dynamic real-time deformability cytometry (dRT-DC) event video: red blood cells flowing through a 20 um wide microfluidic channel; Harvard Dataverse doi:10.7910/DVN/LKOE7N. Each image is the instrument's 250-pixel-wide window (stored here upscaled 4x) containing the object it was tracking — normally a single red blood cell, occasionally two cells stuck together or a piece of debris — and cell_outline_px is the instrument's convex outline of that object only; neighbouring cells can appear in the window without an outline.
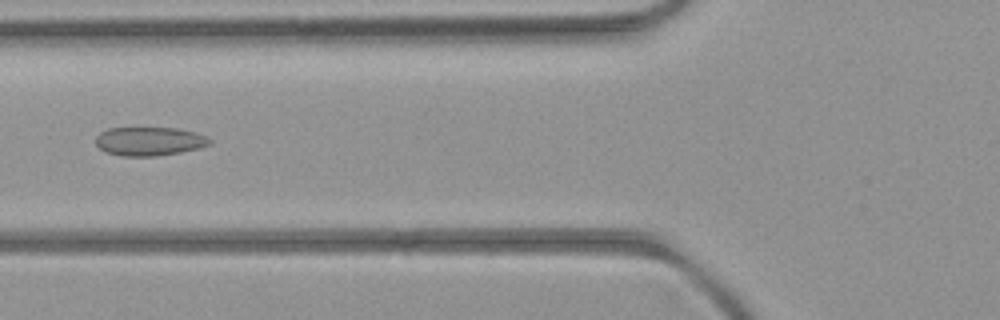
{"species": "common noctule bat (a hibernating species)", "species_latin": "Nyctalus noctula", "temperature_condition": "room temperature", "stored_images_in_passage": 6, "camera_frame_rate_fps": 3000, "um_per_image_px": 0.085, "animal": {"sex": "female", "body_mass_g": 21.9}, "frame": {"image": 1, "passage_image": 4, "time_ms": 4.333, "image_size_px": [1000, 320], "cell_outline_px": [[212, 144], [180, 152], [156, 156], [124, 156], [104, 152], [96, 144], [96, 136], [100, 132], [108, 128], [176, 128], [196, 132], [212, 140]], "centroid_in_image_um": [12.67, 12.01], "position_along_channel_um": 113.1, "area_um2": 19.02}}
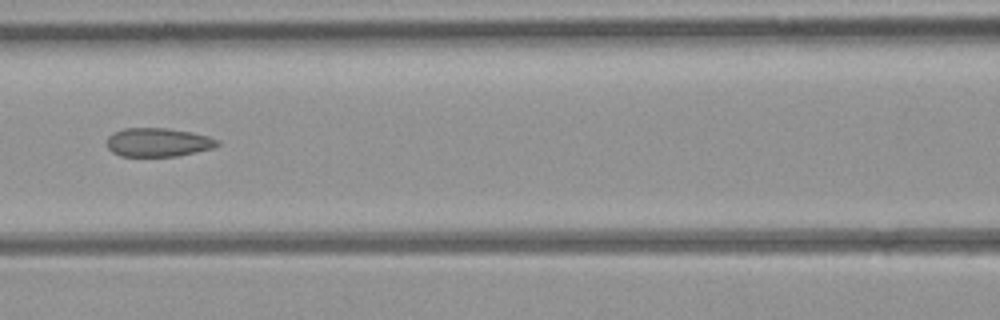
{"frame": {"image": 2, "passage_image": 5, "time_ms": 5.333, "image_size_px": [1000, 320], "cell_outline_px": [[220, 144], [212, 148], [196, 152], [176, 156], [120, 156], [112, 152], [108, 148], [108, 136], [112, 132], [124, 128], [168, 128], [192, 132], [208, 136], [220, 140]], "centroid_in_image_um": [13.44, 12.09], "position_along_channel_um": 153.2, "area_um2": 18.55}}
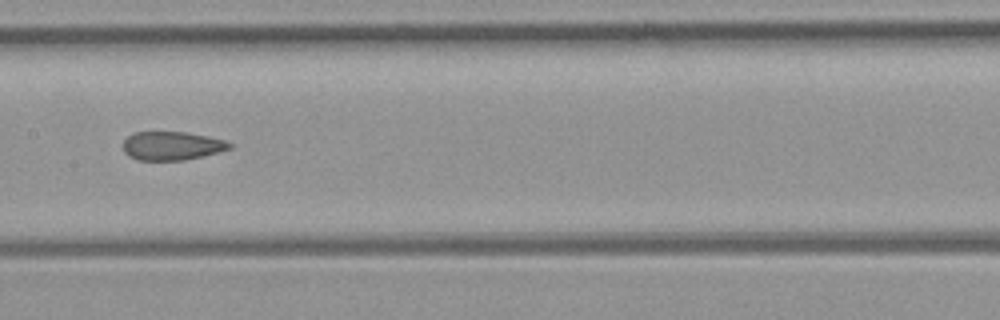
{"frame": {"image": 3, "passage_image": 6, "time_ms": 6.333, "image_size_px": [1000, 320], "cell_outline_px": [[232, 148], [184, 160], [140, 160], [128, 156], [124, 152], [124, 140], [128, 136], [136, 132], [184, 132], [208, 136], [224, 140], [232, 144]], "centroid_in_image_um": [14.59, 12.39], "position_along_channel_um": 192.8, "area_um2": 17.51}}